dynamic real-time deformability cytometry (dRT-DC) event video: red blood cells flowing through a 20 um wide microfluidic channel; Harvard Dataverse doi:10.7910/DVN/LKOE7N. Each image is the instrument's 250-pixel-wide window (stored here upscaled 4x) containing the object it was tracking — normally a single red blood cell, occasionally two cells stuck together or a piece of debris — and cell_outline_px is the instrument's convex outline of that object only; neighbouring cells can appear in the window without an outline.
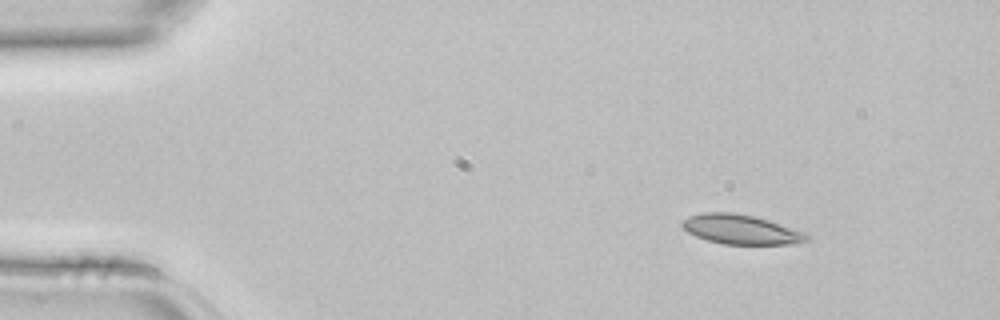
{"species": "common noctule bat (a hibernating species)", "species_latin": "Nyctalus noctula", "temperature_condition": "room temperature", "stored_images_in_passage": 2, "camera_frame_rate_fps": 3000, "um_per_image_px": 0.085, "animal": {"sex": "female", "body_mass_g": 22.7, "forearm_length_mm": 54.2}, "frame": {"image": 1, "passage_image": 1, "time_ms": 0.0, "image_size_px": [1000, 320], "cell_outline_px": [[812, 240], [792, 244], [724, 244], [708, 240], [696, 236], [688, 232], [680, 224], [680, 220], [688, 216], [704, 212], [732, 212], [756, 216], [808, 232], [812, 236]], "centroid_in_image_um": [63.05, 19.49], "position_along_channel_um": 22.0, "area_um2": 21.91}}
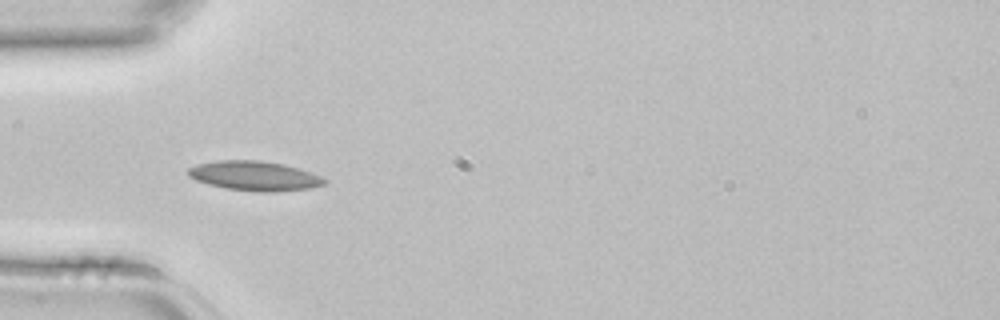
{"frame": {"image": 2, "passage_image": 2, "time_ms": 0.333, "image_size_px": [1000, 320], "cell_outline_px": [[328, 180], [324, 184], [312, 188], [276, 192], [260, 192], [228, 188], [208, 184], [196, 180], [188, 176], [188, 168], [196, 164], [216, 160], [260, 160], [284, 164], [320, 176]], "centroid_in_image_um": [21.62, 14.95], "position_along_channel_um": 63.4, "area_um2": 23.41}}